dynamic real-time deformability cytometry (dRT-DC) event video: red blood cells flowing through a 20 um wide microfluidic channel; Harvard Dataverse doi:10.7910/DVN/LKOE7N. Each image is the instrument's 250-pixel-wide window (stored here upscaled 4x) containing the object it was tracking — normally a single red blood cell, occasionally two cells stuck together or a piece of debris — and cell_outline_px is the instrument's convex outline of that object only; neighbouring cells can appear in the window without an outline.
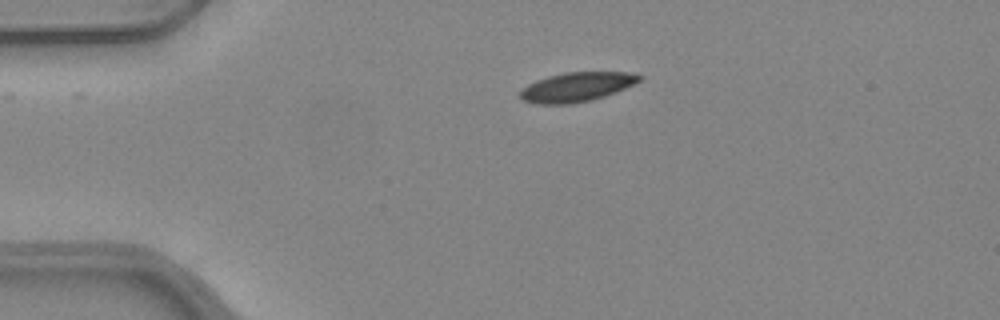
{"species": "common noctule bat (a hibernating species)", "species_latin": "Nyctalus noctula", "temperature_condition": "warm", "stored_images_in_passage": 41, "camera_frame_rate_fps": 3000, "um_per_image_px": 0.085, "animal": {"sex": "female", "body_mass_g": 24.6, "forearm_length_mm": 56.2}, "frame": {"image": 1, "passage_image": 1, "time_ms": 0.0, "image_size_px": [1000, 320], "cell_outline_px": [[644, 76], [640, 80], [624, 88], [604, 96], [592, 100], [568, 104], [536, 104], [524, 100], [520, 96], [520, 92], [528, 84], [536, 80], [548, 76], [564, 72], [628, 72]], "centroid_in_image_um": [49.0, 7.39], "position_along_channel_um": 36.0, "area_um2": 20.17}}
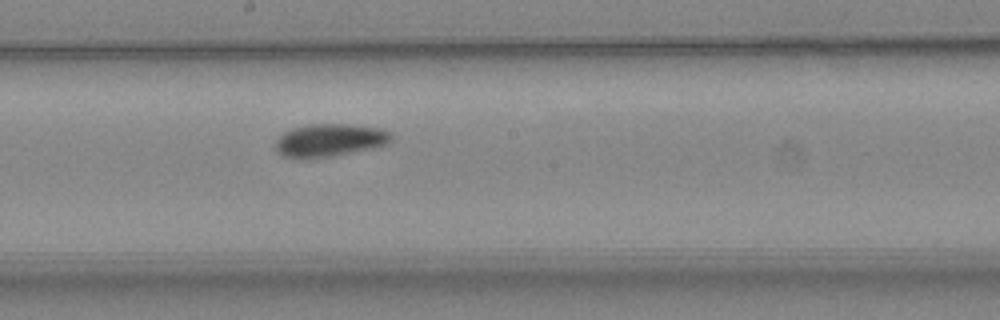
{"frame": {"image": 2, "passage_image": 18, "time_ms": 5.667, "image_size_px": [1000, 320], "cell_outline_px": [[392, 140], [388, 144], [372, 148], [332, 156], [300, 160], [284, 156], [276, 152], [276, 140], [284, 132], [292, 128], [308, 124], [348, 124], [380, 128], [392, 132]], "centroid_in_image_um": [28.01, 11.93], "position_along_channel_um": 220.2, "area_um2": 22.43}}
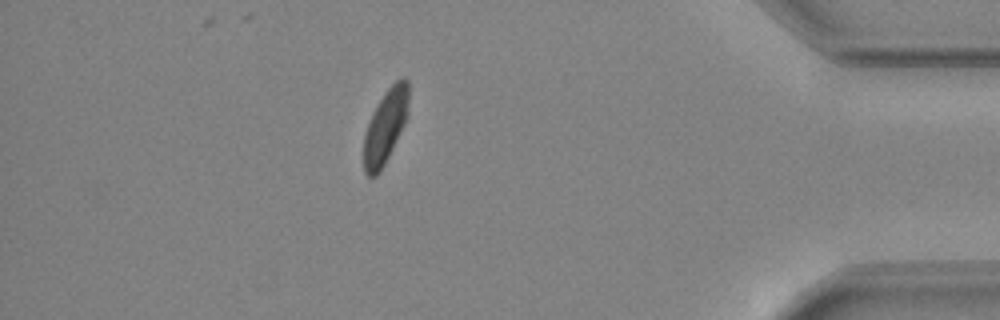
{"frame": {"image": 3, "passage_image": 35, "time_ms": 11.333, "image_size_px": [1000, 320], "cell_outline_px": [[408, 116], [380, 172], [376, 176], [368, 176], [364, 172], [364, 136], [368, 124], [380, 100], [388, 88], [400, 76], [404, 76], [408, 80]], "centroid_in_image_um": [32.78, 10.72], "position_along_channel_um": 402.4, "area_um2": 18.9}, "authors_computed_cell_mechanics": {"area_um2": 21.0392, "velocity_mm_per_s": 3.9826, "shape_relaxation_time_tau1_ms": 3.8842, "shape_relaxation_time_tau2_ms": null, "deformation_change_tau1": 0.11, "deformation_change_tau2": null}}